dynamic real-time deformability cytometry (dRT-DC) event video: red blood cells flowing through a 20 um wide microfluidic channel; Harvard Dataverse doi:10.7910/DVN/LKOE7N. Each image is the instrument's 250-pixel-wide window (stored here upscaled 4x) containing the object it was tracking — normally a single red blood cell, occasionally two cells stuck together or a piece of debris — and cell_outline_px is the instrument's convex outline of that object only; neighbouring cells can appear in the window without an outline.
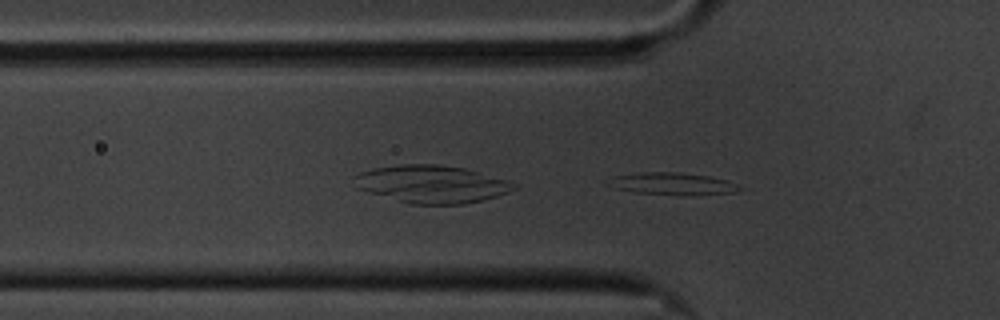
{"species": "common noctule bat (a hibernating species)", "species_latin": "Nyctalus noctula", "temperature_condition": "cold", "stored_images_in_passage": 36, "camera_frame_rate_fps": 3000, "um_per_image_px": 0.085, "animal": {"sex": "male", "body_mass_g": 20.1, "forearm_length_mm": 53.5}, "frame": {"image": 1, "passage_image": 2, "time_ms": 0.333, "image_size_px": [1000, 320], "cell_outline_px": [[744, 188], [736, 192], [680, 196], [636, 192], [616, 188], [612, 176], [640, 172], [680, 172], [708, 176], [728, 180], [740, 184]], "centroid_in_image_um": [57.33, 15.62], "position_along_channel_um": 68.5, "area_um2": 16.88}}
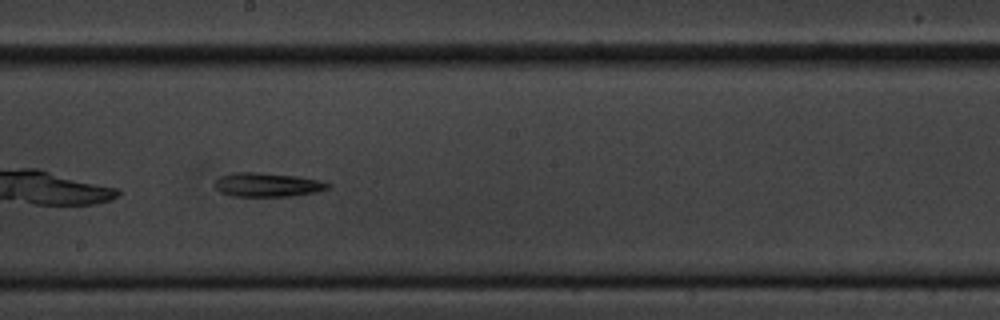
{"frame": {"image": 2, "passage_image": 16, "time_ms": 5.0, "image_size_px": [1000, 320], "cell_outline_px": [[332, 184], [328, 188], [316, 192], [288, 196], [232, 196], [220, 192], [212, 184], [220, 176], [232, 172], [260, 172], [296, 176], [324, 180]], "centroid_in_image_um": [22.72, 15.69], "position_along_channel_um": 225.5, "area_um2": 16.01}}
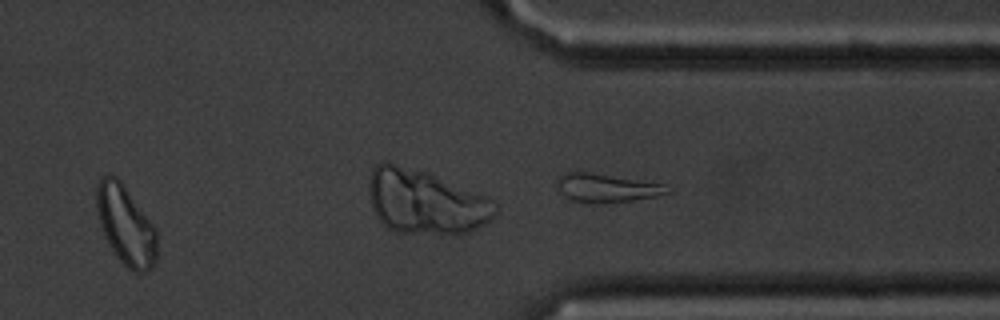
{"frame": {"image": 3, "passage_image": 28, "time_ms": 9.0, "image_size_px": [1000, 320], "cell_outline_px": [[156, 260], [152, 268], [144, 272], [132, 272], [120, 260], [104, 236], [100, 224], [96, 208], [96, 188], [100, 176], [116, 176], [120, 180], [156, 228]], "centroid_in_image_um": [10.68, 19.14], "position_along_channel_um": 400.7, "area_um2": 27.63}}